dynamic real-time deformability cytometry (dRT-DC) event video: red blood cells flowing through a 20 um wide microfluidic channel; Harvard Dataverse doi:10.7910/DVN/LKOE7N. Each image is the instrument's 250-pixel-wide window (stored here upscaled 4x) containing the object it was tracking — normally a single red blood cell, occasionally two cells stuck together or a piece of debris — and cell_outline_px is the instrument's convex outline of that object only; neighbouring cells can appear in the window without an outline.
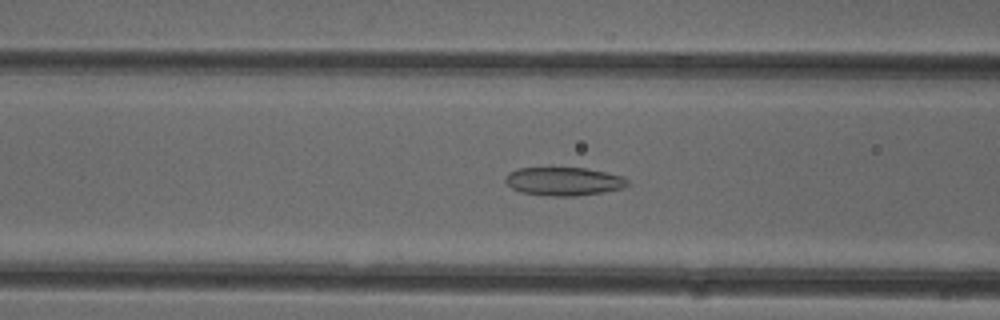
{"species": "common noctule bat (a hibernating species)", "species_latin": "Nyctalus noctula", "temperature_condition": "cold", "stored_images_in_passage": 50, "camera_frame_rate_fps": 3000, "um_per_image_px": 0.085, "animal": {"sex": "female"}, "frame": {"image": 1, "passage_image": 20, "time_ms": 6.333, "image_size_px": [1000, 320], "cell_outline_px": [[628, 184], [620, 188], [604, 192], [576, 196], [552, 196], [520, 192], [512, 188], [504, 180], [508, 172], [516, 168], [584, 168], [624, 176], [628, 180]], "centroid_in_image_um": [47.89, 15.41], "position_along_channel_um": 118.7, "area_um2": 20.11}}
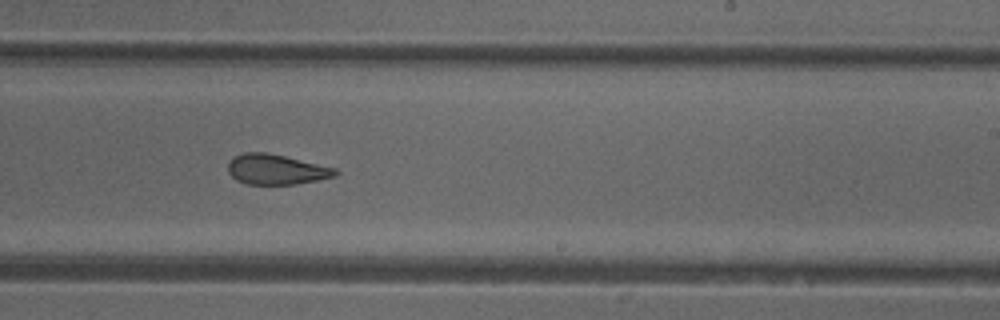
{"frame": {"image": 2, "passage_image": 31, "time_ms": 10.0, "image_size_px": [1000, 320], "cell_outline_px": [[340, 172], [336, 176], [296, 184], [248, 184], [236, 180], [228, 172], [228, 164], [232, 156], [244, 152], [264, 152], [284, 156], [336, 168]], "centroid_in_image_um": [23.46, 14.4], "position_along_channel_um": 265.5, "area_um2": 18.84}}
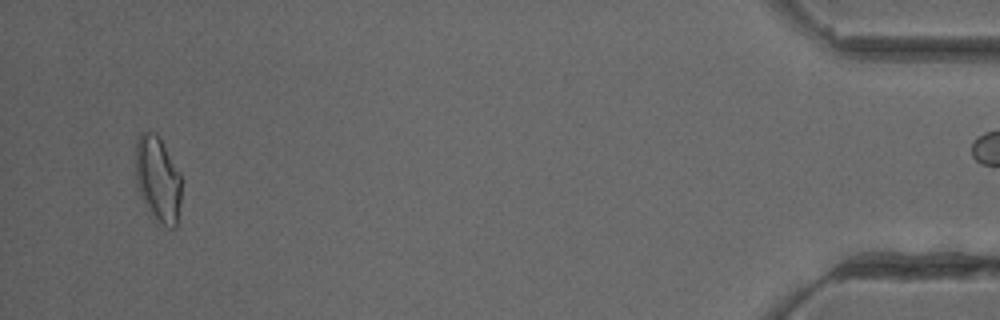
{"frame": {"image": 3, "passage_image": 49, "time_ms": 16.0, "image_size_px": [1000, 320], "cell_outline_px": [[180, 200], [176, 228], [168, 228], [156, 220], [148, 208], [136, 184], [136, 140], [140, 132], [148, 128], [156, 132], [160, 136], [180, 172]], "centroid_in_image_um": [13.42, 15.14], "position_along_channel_um": 421.8, "area_um2": 23.06}}